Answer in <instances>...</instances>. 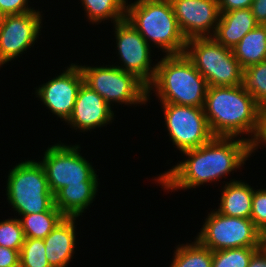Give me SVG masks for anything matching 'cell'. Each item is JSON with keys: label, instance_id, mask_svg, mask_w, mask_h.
I'll use <instances>...</instances> for the list:
<instances>
[{"label": "cell", "instance_id": "1", "mask_svg": "<svg viewBox=\"0 0 266 267\" xmlns=\"http://www.w3.org/2000/svg\"><path fill=\"white\" fill-rule=\"evenodd\" d=\"M182 153L188 158L154 179L164 190H187L220 181L252 155L251 139L214 136L204 145Z\"/></svg>", "mask_w": 266, "mask_h": 267}, {"label": "cell", "instance_id": "2", "mask_svg": "<svg viewBox=\"0 0 266 267\" xmlns=\"http://www.w3.org/2000/svg\"><path fill=\"white\" fill-rule=\"evenodd\" d=\"M203 111L215 137L243 134L255 140L263 111L243 85L208 87ZM251 134V135H250Z\"/></svg>", "mask_w": 266, "mask_h": 267}, {"label": "cell", "instance_id": "3", "mask_svg": "<svg viewBox=\"0 0 266 267\" xmlns=\"http://www.w3.org/2000/svg\"><path fill=\"white\" fill-rule=\"evenodd\" d=\"M156 65L155 77L148 85V100L152 90L161 103L203 107L209 86L185 53L165 55Z\"/></svg>", "mask_w": 266, "mask_h": 267}, {"label": "cell", "instance_id": "4", "mask_svg": "<svg viewBox=\"0 0 266 267\" xmlns=\"http://www.w3.org/2000/svg\"><path fill=\"white\" fill-rule=\"evenodd\" d=\"M126 19L149 44L165 55L185 52L187 40L180 30L170 0H136L126 4Z\"/></svg>", "mask_w": 266, "mask_h": 267}, {"label": "cell", "instance_id": "5", "mask_svg": "<svg viewBox=\"0 0 266 267\" xmlns=\"http://www.w3.org/2000/svg\"><path fill=\"white\" fill-rule=\"evenodd\" d=\"M7 177V200L18 216L45 212L54 205V195L39 161L19 162L9 170Z\"/></svg>", "mask_w": 266, "mask_h": 267}, {"label": "cell", "instance_id": "6", "mask_svg": "<svg viewBox=\"0 0 266 267\" xmlns=\"http://www.w3.org/2000/svg\"><path fill=\"white\" fill-rule=\"evenodd\" d=\"M184 53L207 80L209 87L242 85L244 69L232 49L213 37L187 40Z\"/></svg>", "mask_w": 266, "mask_h": 267}, {"label": "cell", "instance_id": "7", "mask_svg": "<svg viewBox=\"0 0 266 267\" xmlns=\"http://www.w3.org/2000/svg\"><path fill=\"white\" fill-rule=\"evenodd\" d=\"M108 66V67H107ZM84 83L97 92L110 106L112 103L143 105L148 102V86L135 74L115 65L91 67L79 65Z\"/></svg>", "mask_w": 266, "mask_h": 267}, {"label": "cell", "instance_id": "8", "mask_svg": "<svg viewBox=\"0 0 266 267\" xmlns=\"http://www.w3.org/2000/svg\"><path fill=\"white\" fill-rule=\"evenodd\" d=\"M80 145L57 143L44 152L42 164L53 195L61 188L81 182H98L99 178L92 164L80 154Z\"/></svg>", "mask_w": 266, "mask_h": 267}, {"label": "cell", "instance_id": "9", "mask_svg": "<svg viewBox=\"0 0 266 267\" xmlns=\"http://www.w3.org/2000/svg\"><path fill=\"white\" fill-rule=\"evenodd\" d=\"M196 239L211 251L239 247H260V231L250 218L208 213Z\"/></svg>", "mask_w": 266, "mask_h": 267}, {"label": "cell", "instance_id": "10", "mask_svg": "<svg viewBox=\"0 0 266 267\" xmlns=\"http://www.w3.org/2000/svg\"><path fill=\"white\" fill-rule=\"evenodd\" d=\"M169 138L182 152L209 142L212 134L203 107L161 103Z\"/></svg>", "mask_w": 266, "mask_h": 267}, {"label": "cell", "instance_id": "11", "mask_svg": "<svg viewBox=\"0 0 266 267\" xmlns=\"http://www.w3.org/2000/svg\"><path fill=\"white\" fill-rule=\"evenodd\" d=\"M116 47L118 50L121 70L135 74L147 86L156 74V64L151 59V47L142 35L125 18L114 23ZM123 64V65H122ZM153 67H152V66Z\"/></svg>", "mask_w": 266, "mask_h": 267}, {"label": "cell", "instance_id": "12", "mask_svg": "<svg viewBox=\"0 0 266 267\" xmlns=\"http://www.w3.org/2000/svg\"><path fill=\"white\" fill-rule=\"evenodd\" d=\"M42 19L39 9L0 17V62L3 65L34 46L41 35Z\"/></svg>", "mask_w": 266, "mask_h": 267}, {"label": "cell", "instance_id": "13", "mask_svg": "<svg viewBox=\"0 0 266 267\" xmlns=\"http://www.w3.org/2000/svg\"><path fill=\"white\" fill-rule=\"evenodd\" d=\"M84 82L82 71L78 64L71 63L65 71L55 78L43 83L35 94L54 115L65 122L70 118L78 90Z\"/></svg>", "mask_w": 266, "mask_h": 267}, {"label": "cell", "instance_id": "14", "mask_svg": "<svg viewBox=\"0 0 266 267\" xmlns=\"http://www.w3.org/2000/svg\"><path fill=\"white\" fill-rule=\"evenodd\" d=\"M186 40L213 37L220 17L218 0H170Z\"/></svg>", "mask_w": 266, "mask_h": 267}, {"label": "cell", "instance_id": "15", "mask_svg": "<svg viewBox=\"0 0 266 267\" xmlns=\"http://www.w3.org/2000/svg\"><path fill=\"white\" fill-rule=\"evenodd\" d=\"M114 112L111 106L84 82L78 90L73 112L66 123L74 130L88 132L112 123Z\"/></svg>", "mask_w": 266, "mask_h": 267}, {"label": "cell", "instance_id": "16", "mask_svg": "<svg viewBox=\"0 0 266 267\" xmlns=\"http://www.w3.org/2000/svg\"><path fill=\"white\" fill-rule=\"evenodd\" d=\"M76 217H65L43 240L51 267H67L76 248ZM73 254V255H72Z\"/></svg>", "mask_w": 266, "mask_h": 267}, {"label": "cell", "instance_id": "17", "mask_svg": "<svg viewBox=\"0 0 266 267\" xmlns=\"http://www.w3.org/2000/svg\"><path fill=\"white\" fill-rule=\"evenodd\" d=\"M258 25L250 8L220 13L213 38L223 46L232 49Z\"/></svg>", "mask_w": 266, "mask_h": 267}, {"label": "cell", "instance_id": "18", "mask_svg": "<svg viewBox=\"0 0 266 267\" xmlns=\"http://www.w3.org/2000/svg\"><path fill=\"white\" fill-rule=\"evenodd\" d=\"M98 186V182H81L80 184L65 186L54 195V205L66 217L78 219L93 203Z\"/></svg>", "mask_w": 266, "mask_h": 267}, {"label": "cell", "instance_id": "19", "mask_svg": "<svg viewBox=\"0 0 266 267\" xmlns=\"http://www.w3.org/2000/svg\"><path fill=\"white\" fill-rule=\"evenodd\" d=\"M254 189L242 180H230L223 186L217 212L225 216L250 218Z\"/></svg>", "mask_w": 266, "mask_h": 267}, {"label": "cell", "instance_id": "20", "mask_svg": "<svg viewBox=\"0 0 266 267\" xmlns=\"http://www.w3.org/2000/svg\"><path fill=\"white\" fill-rule=\"evenodd\" d=\"M232 52L243 69L266 60V25H258L249 31Z\"/></svg>", "mask_w": 266, "mask_h": 267}, {"label": "cell", "instance_id": "21", "mask_svg": "<svg viewBox=\"0 0 266 267\" xmlns=\"http://www.w3.org/2000/svg\"><path fill=\"white\" fill-rule=\"evenodd\" d=\"M66 216L53 205L48 211L20 215L25 238L44 239Z\"/></svg>", "mask_w": 266, "mask_h": 267}, {"label": "cell", "instance_id": "22", "mask_svg": "<svg viewBox=\"0 0 266 267\" xmlns=\"http://www.w3.org/2000/svg\"><path fill=\"white\" fill-rule=\"evenodd\" d=\"M86 17L94 25L111 20L114 24L126 18L127 0H81Z\"/></svg>", "mask_w": 266, "mask_h": 267}, {"label": "cell", "instance_id": "23", "mask_svg": "<svg viewBox=\"0 0 266 267\" xmlns=\"http://www.w3.org/2000/svg\"><path fill=\"white\" fill-rule=\"evenodd\" d=\"M169 267H212L213 251L203 246L196 238L192 243L176 246Z\"/></svg>", "mask_w": 266, "mask_h": 267}, {"label": "cell", "instance_id": "24", "mask_svg": "<svg viewBox=\"0 0 266 267\" xmlns=\"http://www.w3.org/2000/svg\"><path fill=\"white\" fill-rule=\"evenodd\" d=\"M242 85L266 112V60L244 69Z\"/></svg>", "mask_w": 266, "mask_h": 267}, {"label": "cell", "instance_id": "25", "mask_svg": "<svg viewBox=\"0 0 266 267\" xmlns=\"http://www.w3.org/2000/svg\"><path fill=\"white\" fill-rule=\"evenodd\" d=\"M260 247H239L213 251L212 267H247Z\"/></svg>", "mask_w": 266, "mask_h": 267}, {"label": "cell", "instance_id": "26", "mask_svg": "<svg viewBox=\"0 0 266 267\" xmlns=\"http://www.w3.org/2000/svg\"><path fill=\"white\" fill-rule=\"evenodd\" d=\"M43 239L25 238L20 251V267H51Z\"/></svg>", "mask_w": 266, "mask_h": 267}, {"label": "cell", "instance_id": "27", "mask_svg": "<svg viewBox=\"0 0 266 267\" xmlns=\"http://www.w3.org/2000/svg\"><path fill=\"white\" fill-rule=\"evenodd\" d=\"M25 241L24 231L19 217L0 221V245L13 250L21 251Z\"/></svg>", "mask_w": 266, "mask_h": 267}, {"label": "cell", "instance_id": "28", "mask_svg": "<svg viewBox=\"0 0 266 267\" xmlns=\"http://www.w3.org/2000/svg\"><path fill=\"white\" fill-rule=\"evenodd\" d=\"M250 219L261 232L266 228V189H254Z\"/></svg>", "mask_w": 266, "mask_h": 267}, {"label": "cell", "instance_id": "29", "mask_svg": "<svg viewBox=\"0 0 266 267\" xmlns=\"http://www.w3.org/2000/svg\"><path fill=\"white\" fill-rule=\"evenodd\" d=\"M29 0H0V17L37 11L28 7Z\"/></svg>", "mask_w": 266, "mask_h": 267}, {"label": "cell", "instance_id": "30", "mask_svg": "<svg viewBox=\"0 0 266 267\" xmlns=\"http://www.w3.org/2000/svg\"><path fill=\"white\" fill-rule=\"evenodd\" d=\"M0 267H20V251L0 245Z\"/></svg>", "mask_w": 266, "mask_h": 267}, {"label": "cell", "instance_id": "31", "mask_svg": "<svg viewBox=\"0 0 266 267\" xmlns=\"http://www.w3.org/2000/svg\"><path fill=\"white\" fill-rule=\"evenodd\" d=\"M253 0H218L220 13L237 9L251 8Z\"/></svg>", "mask_w": 266, "mask_h": 267}, {"label": "cell", "instance_id": "32", "mask_svg": "<svg viewBox=\"0 0 266 267\" xmlns=\"http://www.w3.org/2000/svg\"><path fill=\"white\" fill-rule=\"evenodd\" d=\"M251 11L259 25H266V0H253Z\"/></svg>", "mask_w": 266, "mask_h": 267}, {"label": "cell", "instance_id": "33", "mask_svg": "<svg viewBox=\"0 0 266 267\" xmlns=\"http://www.w3.org/2000/svg\"><path fill=\"white\" fill-rule=\"evenodd\" d=\"M261 144L266 147V112H263L261 116L258 134L251 144L252 153L255 152L256 149L261 148Z\"/></svg>", "mask_w": 266, "mask_h": 267}, {"label": "cell", "instance_id": "34", "mask_svg": "<svg viewBox=\"0 0 266 267\" xmlns=\"http://www.w3.org/2000/svg\"><path fill=\"white\" fill-rule=\"evenodd\" d=\"M247 267H266V252L258 248L252 255Z\"/></svg>", "mask_w": 266, "mask_h": 267}, {"label": "cell", "instance_id": "35", "mask_svg": "<svg viewBox=\"0 0 266 267\" xmlns=\"http://www.w3.org/2000/svg\"><path fill=\"white\" fill-rule=\"evenodd\" d=\"M260 248L266 252V228L260 232Z\"/></svg>", "mask_w": 266, "mask_h": 267}]
</instances>
